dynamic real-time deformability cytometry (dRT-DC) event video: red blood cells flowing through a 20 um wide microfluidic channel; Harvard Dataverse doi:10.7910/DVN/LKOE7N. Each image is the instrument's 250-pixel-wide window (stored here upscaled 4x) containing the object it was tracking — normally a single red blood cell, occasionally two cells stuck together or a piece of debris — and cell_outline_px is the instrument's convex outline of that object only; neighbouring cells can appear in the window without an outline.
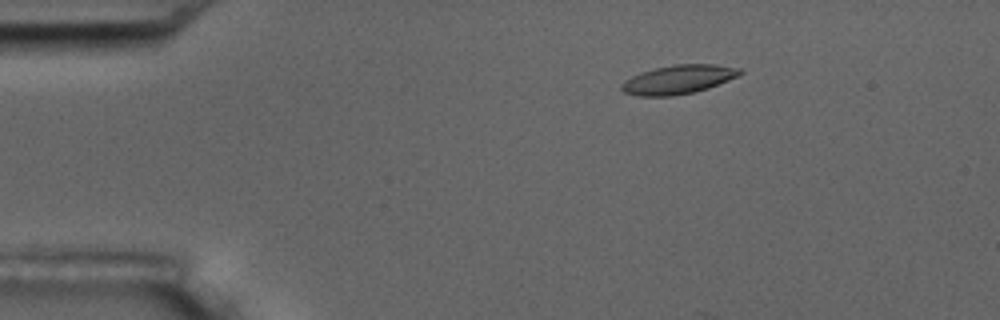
{"species": "common noctule bat (a hibernating species)", "species_latin": "Nyctalus noctula", "temperature_condition": "room temperature", "stored_images_in_passage": 5, "camera_frame_rate_fps": 3000, "um_per_image_px": 0.085, "animal": {"sex": "male", "body_mass_g": 17.5, "forearm_length_mm": 52.3}, "frame": {"image": 1, "passage_image": 3, "time_ms": 3.0, "image_size_px": [1000, 320], "cell_outline_px": [[744, 72], [740, 76], [708, 88], [692, 92], [672, 96], [640, 96], [624, 92], [620, 88], [620, 84], [624, 80], [640, 72], [656, 68], [676, 64], [716, 64], [740, 68]], "centroid_in_image_um": [57.68, 6.75], "position_along_channel_um": 27.3, "area_um2": 20.0}}